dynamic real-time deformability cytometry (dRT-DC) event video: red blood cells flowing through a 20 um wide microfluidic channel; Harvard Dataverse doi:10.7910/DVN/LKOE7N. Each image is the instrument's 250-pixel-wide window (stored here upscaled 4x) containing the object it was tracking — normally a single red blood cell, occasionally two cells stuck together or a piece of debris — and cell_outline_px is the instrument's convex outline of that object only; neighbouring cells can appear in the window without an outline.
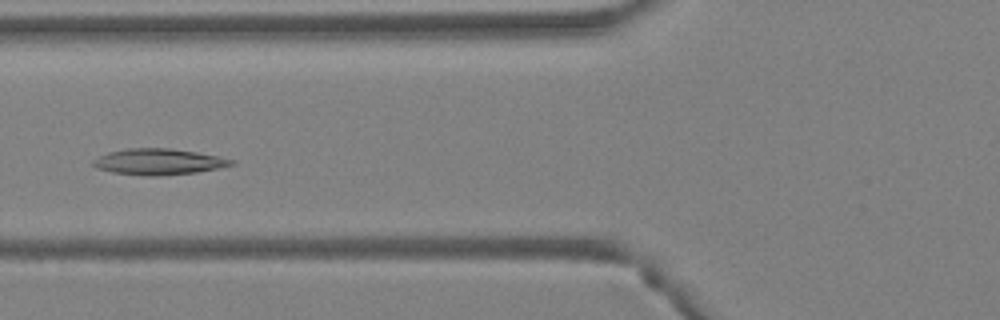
{"species": "Egyptian fruit bat (a non-hibernating species)", "species_latin": "Rousettus aegyptiacus", "temperature_condition": "warm", "stored_images_in_passage": 47, "camera_frame_rate_fps": 3000, "um_per_image_px": 0.085, "animal": {"sex": "female"}, "frame": {"image": 1, "passage_image": 18, "time_ms": 5.667, "image_size_px": [1000, 320], "cell_outline_px": [[236, 164], [196, 172], [160, 176], [148, 176], [112, 172], [100, 168], [92, 164], [92, 160], [108, 152], [128, 148], [168, 148], [196, 152], [236, 160]], "centroid_in_image_um": [13.49, 13.74], "position_along_channel_um": 112.3, "area_um2": 20.75}}
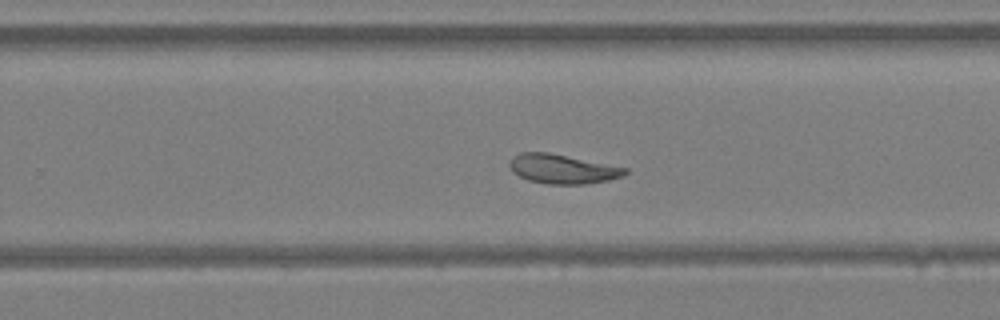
{"frame": {"image": 2, "passage_image": 30, "time_ms": 9.667, "image_size_px": [1000, 320], "cell_outline_px": [[628, 172], [624, 176], [608, 180], [584, 184], [548, 184], [528, 180], [512, 172], [508, 164], [508, 160], [512, 156], [520, 152], [548, 152], [628, 168]], "centroid_in_image_um": [47.78, 14.35], "position_along_channel_um": 282.0, "area_um2": 19.83}}
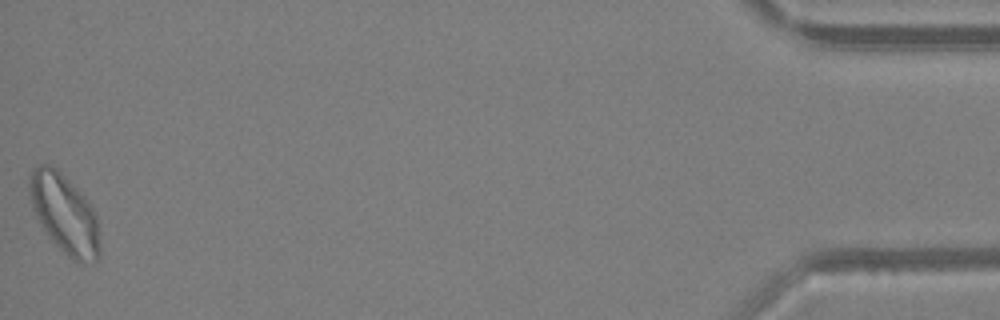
{"frame": {"image": 3, "passage_image": 47, "time_ms": 15.333, "image_size_px": [1000, 320], "cell_outline_px": [[100, 256], [92, 264], [72, 260], [52, 240], [44, 228], [32, 208], [28, 192], [28, 176], [32, 168], [40, 164], [48, 164], [56, 168], [76, 188], [92, 208], [96, 216], [100, 248]], "centroid_in_image_um": [5.46, 18.17], "position_along_channel_um": 429.7, "area_um2": 32.14}, "authors_computed_cell_mechanics": {"area_um2": 22.7154, "velocity_mm_per_s": 4.2486, "shape_relaxation_time_tau1_ms": null, "shape_relaxation_time_tau2_ms": 5.7117, "deformation_change_tau1": null, "deformation_change_tau2": 0.1328}}